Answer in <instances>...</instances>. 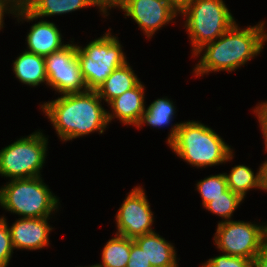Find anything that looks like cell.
I'll return each mask as SVG.
<instances>
[{
  "instance_id": "1",
  "label": "cell",
  "mask_w": 267,
  "mask_h": 267,
  "mask_svg": "<svg viewBox=\"0 0 267 267\" xmlns=\"http://www.w3.org/2000/svg\"><path fill=\"white\" fill-rule=\"evenodd\" d=\"M101 101L95 90H87L44 102L41 109L61 141H70L95 131L103 134L109 121Z\"/></svg>"
},
{
  "instance_id": "2",
  "label": "cell",
  "mask_w": 267,
  "mask_h": 267,
  "mask_svg": "<svg viewBox=\"0 0 267 267\" xmlns=\"http://www.w3.org/2000/svg\"><path fill=\"white\" fill-rule=\"evenodd\" d=\"M265 22L240 29L236 22L214 42L204 45L194 55L202 53L193 68L196 77L210 72L236 71L262 51L267 41Z\"/></svg>"
},
{
  "instance_id": "3",
  "label": "cell",
  "mask_w": 267,
  "mask_h": 267,
  "mask_svg": "<svg viewBox=\"0 0 267 267\" xmlns=\"http://www.w3.org/2000/svg\"><path fill=\"white\" fill-rule=\"evenodd\" d=\"M167 144L188 164L203 168L233 159V150L210 127L199 121H187L172 126Z\"/></svg>"
},
{
  "instance_id": "4",
  "label": "cell",
  "mask_w": 267,
  "mask_h": 267,
  "mask_svg": "<svg viewBox=\"0 0 267 267\" xmlns=\"http://www.w3.org/2000/svg\"><path fill=\"white\" fill-rule=\"evenodd\" d=\"M9 181L0 188V206L5 210L21 218H45L57 211L59 199L41 176Z\"/></svg>"
},
{
  "instance_id": "5",
  "label": "cell",
  "mask_w": 267,
  "mask_h": 267,
  "mask_svg": "<svg viewBox=\"0 0 267 267\" xmlns=\"http://www.w3.org/2000/svg\"><path fill=\"white\" fill-rule=\"evenodd\" d=\"M184 27L191 40L192 54L214 42L236 21L223 0H194L181 11Z\"/></svg>"
},
{
  "instance_id": "6",
  "label": "cell",
  "mask_w": 267,
  "mask_h": 267,
  "mask_svg": "<svg viewBox=\"0 0 267 267\" xmlns=\"http://www.w3.org/2000/svg\"><path fill=\"white\" fill-rule=\"evenodd\" d=\"M122 47L118 37L109 30L83 48L76 45L77 59L88 90L96 91L115 69L127 62Z\"/></svg>"
},
{
  "instance_id": "7",
  "label": "cell",
  "mask_w": 267,
  "mask_h": 267,
  "mask_svg": "<svg viewBox=\"0 0 267 267\" xmlns=\"http://www.w3.org/2000/svg\"><path fill=\"white\" fill-rule=\"evenodd\" d=\"M48 139L39 130L0 150V175L13 179L42 176Z\"/></svg>"
},
{
  "instance_id": "8",
  "label": "cell",
  "mask_w": 267,
  "mask_h": 267,
  "mask_svg": "<svg viewBox=\"0 0 267 267\" xmlns=\"http://www.w3.org/2000/svg\"><path fill=\"white\" fill-rule=\"evenodd\" d=\"M216 248L222 253L254 260L267 245V224L244 221H219L214 234Z\"/></svg>"
},
{
  "instance_id": "9",
  "label": "cell",
  "mask_w": 267,
  "mask_h": 267,
  "mask_svg": "<svg viewBox=\"0 0 267 267\" xmlns=\"http://www.w3.org/2000/svg\"><path fill=\"white\" fill-rule=\"evenodd\" d=\"M63 49L45 57L47 85L61 95L87 91L76 55V44L70 41Z\"/></svg>"
},
{
  "instance_id": "10",
  "label": "cell",
  "mask_w": 267,
  "mask_h": 267,
  "mask_svg": "<svg viewBox=\"0 0 267 267\" xmlns=\"http://www.w3.org/2000/svg\"><path fill=\"white\" fill-rule=\"evenodd\" d=\"M122 9L151 38L157 30L171 23L180 11L169 0H115L111 5Z\"/></svg>"
},
{
  "instance_id": "11",
  "label": "cell",
  "mask_w": 267,
  "mask_h": 267,
  "mask_svg": "<svg viewBox=\"0 0 267 267\" xmlns=\"http://www.w3.org/2000/svg\"><path fill=\"white\" fill-rule=\"evenodd\" d=\"M145 190L134 187L126 196L116 214L117 235L134 239L135 237L154 232V222Z\"/></svg>"
},
{
  "instance_id": "12",
  "label": "cell",
  "mask_w": 267,
  "mask_h": 267,
  "mask_svg": "<svg viewBox=\"0 0 267 267\" xmlns=\"http://www.w3.org/2000/svg\"><path fill=\"white\" fill-rule=\"evenodd\" d=\"M45 218H19L10 226L14 249L40 250L49 245L52 227Z\"/></svg>"
},
{
  "instance_id": "13",
  "label": "cell",
  "mask_w": 267,
  "mask_h": 267,
  "mask_svg": "<svg viewBox=\"0 0 267 267\" xmlns=\"http://www.w3.org/2000/svg\"><path fill=\"white\" fill-rule=\"evenodd\" d=\"M91 6L99 7L104 17L108 16V9L101 0H36L29 11L16 13L18 21H33L38 18L62 15Z\"/></svg>"
},
{
  "instance_id": "14",
  "label": "cell",
  "mask_w": 267,
  "mask_h": 267,
  "mask_svg": "<svg viewBox=\"0 0 267 267\" xmlns=\"http://www.w3.org/2000/svg\"><path fill=\"white\" fill-rule=\"evenodd\" d=\"M144 87L140 81L134 88L111 100L108 105L112 112L107 111L108 121L117 118L124 125L137 127L146 109Z\"/></svg>"
},
{
  "instance_id": "15",
  "label": "cell",
  "mask_w": 267,
  "mask_h": 267,
  "mask_svg": "<svg viewBox=\"0 0 267 267\" xmlns=\"http://www.w3.org/2000/svg\"><path fill=\"white\" fill-rule=\"evenodd\" d=\"M62 38L59 28L53 22L41 19L31 26L26 36L27 49L25 51L47 57L68 45L62 42Z\"/></svg>"
},
{
  "instance_id": "16",
  "label": "cell",
  "mask_w": 267,
  "mask_h": 267,
  "mask_svg": "<svg viewBox=\"0 0 267 267\" xmlns=\"http://www.w3.org/2000/svg\"><path fill=\"white\" fill-rule=\"evenodd\" d=\"M133 240L144 251L152 267H178L175 247L155 231Z\"/></svg>"
},
{
  "instance_id": "17",
  "label": "cell",
  "mask_w": 267,
  "mask_h": 267,
  "mask_svg": "<svg viewBox=\"0 0 267 267\" xmlns=\"http://www.w3.org/2000/svg\"><path fill=\"white\" fill-rule=\"evenodd\" d=\"M13 72L23 84L36 87L47 84L45 57L24 51L13 62Z\"/></svg>"
},
{
  "instance_id": "18",
  "label": "cell",
  "mask_w": 267,
  "mask_h": 267,
  "mask_svg": "<svg viewBox=\"0 0 267 267\" xmlns=\"http://www.w3.org/2000/svg\"><path fill=\"white\" fill-rule=\"evenodd\" d=\"M227 178L228 189L238 194L243 200L250 189H261L266 191L265 182V163L259 166V171L254 174L249 166L236 165L230 173H225Z\"/></svg>"
},
{
  "instance_id": "19",
  "label": "cell",
  "mask_w": 267,
  "mask_h": 267,
  "mask_svg": "<svg viewBox=\"0 0 267 267\" xmlns=\"http://www.w3.org/2000/svg\"><path fill=\"white\" fill-rule=\"evenodd\" d=\"M140 80L134 73L129 62L115 69L96 90L98 96L107 102L134 88Z\"/></svg>"
},
{
  "instance_id": "20",
  "label": "cell",
  "mask_w": 267,
  "mask_h": 267,
  "mask_svg": "<svg viewBox=\"0 0 267 267\" xmlns=\"http://www.w3.org/2000/svg\"><path fill=\"white\" fill-rule=\"evenodd\" d=\"M131 250V238L115 234L102 250V262L96 267H126Z\"/></svg>"
},
{
  "instance_id": "21",
  "label": "cell",
  "mask_w": 267,
  "mask_h": 267,
  "mask_svg": "<svg viewBox=\"0 0 267 267\" xmlns=\"http://www.w3.org/2000/svg\"><path fill=\"white\" fill-rule=\"evenodd\" d=\"M176 108L173 101L168 98H158L154 100L144 111L141 121L136 128H141L142 125L161 128L169 126L173 117L176 114Z\"/></svg>"
},
{
  "instance_id": "22",
  "label": "cell",
  "mask_w": 267,
  "mask_h": 267,
  "mask_svg": "<svg viewBox=\"0 0 267 267\" xmlns=\"http://www.w3.org/2000/svg\"><path fill=\"white\" fill-rule=\"evenodd\" d=\"M243 199L238 195L233 193L230 189L222 194V196L213 199L208 202L204 208L212 214H216L224 221L231 220L233 212L240 206Z\"/></svg>"
},
{
  "instance_id": "23",
  "label": "cell",
  "mask_w": 267,
  "mask_h": 267,
  "mask_svg": "<svg viewBox=\"0 0 267 267\" xmlns=\"http://www.w3.org/2000/svg\"><path fill=\"white\" fill-rule=\"evenodd\" d=\"M202 198L203 207L213 199L222 196L228 190L227 178L225 173L210 175L196 184Z\"/></svg>"
},
{
  "instance_id": "24",
  "label": "cell",
  "mask_w": 267,
  "mask_h": 267,
  "mask_svg": "<svg viewBox=\"0 0 267 267\" xmlns=\"http://www.w3.org/2000/svg\"><path fill=\"white\" fill-rule=\"evenodd\" d=\"M10 230L4 216L0 217V267H7L13 254Z\"/></svg>"
},
{
  "instance_id": "25",
  "label": "cell",
  "mask_w": 267,
  "mask_h": 267,
  "mask_svg": "<svg viewBox=\"0 0 267 267\" xmlns=\"http://www.w3.org/2000/svg\"><path fill=\"white\" fill-rule=\"evenodd\" d=\"M202 267H252V261L247 258L222 254L210 258Z\"/></svg>"
},
{
  "instance_id": "26",
  "label": "cell",
  "mask_w": 267,
  "mask_h": 267,
  "mask_svg": "<svg viewBox=\"0 0 267 267\" xmlns=\"http://www.w3.org/2000/svg\"><path fill=\"white\" fill-rule=\"evenodd\" d=\"M129 258L126 267H152L149 260L145 257L144 251L132 238Z\"/></svg>"
},
{
  "instance_id": "27",
  "label": "cell",
  "mask_w": 267,
  "mask_h": 267,
  "mask_svg": "<svg viewBox=\"0 0 267 267\" xmlns=\"http://www.w3.org/2000/svg\"><path fill=\"white\" fill-rule=\"evenodd\" d=\"M6 4L15 14L29 11L36 0H0Z\"/></svg>"
},
{
  "instance_id": "28",
  "label": "cell",
  "mask_w": 267,
  "mask_h": 267,
  "mask_svg": "<svg viewBox=\"0 0 267 267\" xmlns=\"http://www.w3.org/2000/svg\"><path fill=\"white\" fill-rule=\"evenodd\" d=\"M253 111L256 113L258 118L260 129L265 141V151L267 152V111L260 104H258Z\"/></svg>"
},
{
  "instance_id": "29",
  "label": "cell",
  "mask_w": 267,
  "mask_h": 267,
  "mask_svg": "<svg viewBox=\"0 0 267 267\" xmlns=\"http://www.w3.org/2000/svg\"><path fill=\"white\" fill-rule=\"evenodd\" d=\"M252 267H267V245L256 255Z\"/></svg>"
},
{
  "instance_id": "30",
  "label": "cell",
  "mask_w": 267,
  "mask_h": 267,
  "mask_svg": "<svg viewBox=\"0 0 267 267\" xmlns=\"http://www.w3.org/2000/svg\"><path fill=\"white\" fill-rule=\"evenodd\" d=\"M12 14V15H15V13L6 5L4 4L3 2L0 1V30L4 27V14Z\"/></svg>"
},
{
  "instance_id": "31",
  "label": "cell",
  "mask_w": 267,
  "mask_h": 267,
  "mask_svg": "<svg viewBox=\"0 0 267 267\" xmlns=\"http://www.w3.org/2000/svg\"><path fill=\"white\" fill-rule=\"evenodd\" d=\"M179 11L194 0H169Z\"/></svg>"
},
{
  "instance_id": "32",
  "label": "cell",
  "mask_w": 267,
  "mask_h": 267,
  "mask_svg": "<svg viewBox=\"0 0 267 267\" xmlns=\"http://www.w3.org/2000/svg\"><path fill=\"white\" fill-rule=\"evenodd\" d=\"M106 7L109 9L111 7V5L115 2V0H101Z\"/></svg>"
},
{
  "instance_id": "33",
  "label": "cell",
  "mask_w": 267,
  "mask_h": 267,
  "mask_svg": "<svg viewBox=\"0 0 267 267\" xmlns=\"http://www.w3.org/2000/svg\"><path fill=\"white\" fill-rule=\"evenodd\" d=\"M264 163H265V182H266V191H267V160H265Z\"/></svg>"
},
{
  "instance_id": "34",
  "label": "cell",
  "mask_w": 267,
  "mask_h": 267,
  "mask_svg": "<svg viewBox=\"0 0 267 267\" xmlns=\"http://www.w3.org/2000/svg\"><path fill=\"white\" fill-rule=\"evenodd\" d=\"M267 111V101L259 103Z\"/></svg>"
}]
</instances>
